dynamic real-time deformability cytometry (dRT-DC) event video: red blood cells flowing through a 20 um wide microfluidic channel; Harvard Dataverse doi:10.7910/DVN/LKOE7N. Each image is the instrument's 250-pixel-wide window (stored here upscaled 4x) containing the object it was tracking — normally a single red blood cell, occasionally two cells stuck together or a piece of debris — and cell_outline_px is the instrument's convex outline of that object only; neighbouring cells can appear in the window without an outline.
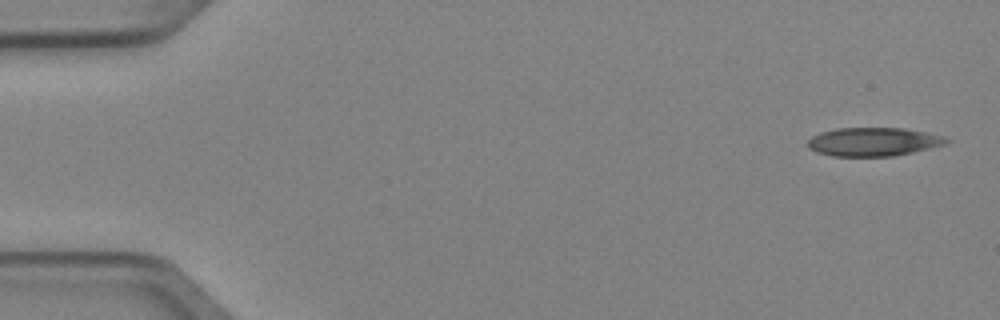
{"species": "Egyptian fruit bat (a non-hibernating species)", "species_latin": "Rousettus aegyptiacus", "temperature_condition": "cold", "stored_images_in_passage": 4, "camera_frame_rate_fps": 3000, "um_per_image_px": 0.085, "animal": {"sex": "female"}, "frame": {"image": 1, "passage_image": 1, "time_ms": 0.0, "image_size_px": [1000, 320], "cell_outline_px": [[952, 140], [944, 144], [912, 152], [892, 156], [832, 156], [816, 152], [808, 148], [808, 140], [812, 136], [820, 132], [836, 128], [904, 128], [944, 136]], "centroid_in_image_um": [74.2, 12.05], "position_along_channel_um": 10.8, "area_um2": 23.0}}
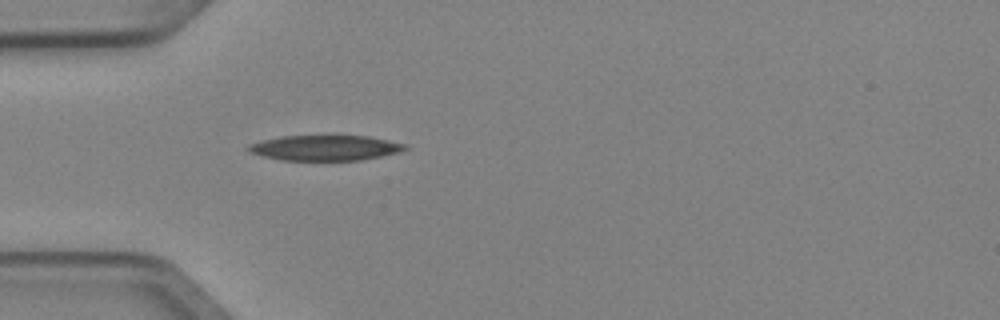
{"frame": {"image": 2, "passage_image": 4, "time_ms": 1.0, "image_size_px": [1000, 320], "cell_outline_px": [[408, 148], [400, 152], [360, 160], [280, 160], [248, 152], [244, 148], [248, 144], [280, 136], [368, 136], [408, 144]], "centroid_in_image_um": [27.62, 12.57], "position_along_channel_um": 57.4, "area_um2": 23.12}}